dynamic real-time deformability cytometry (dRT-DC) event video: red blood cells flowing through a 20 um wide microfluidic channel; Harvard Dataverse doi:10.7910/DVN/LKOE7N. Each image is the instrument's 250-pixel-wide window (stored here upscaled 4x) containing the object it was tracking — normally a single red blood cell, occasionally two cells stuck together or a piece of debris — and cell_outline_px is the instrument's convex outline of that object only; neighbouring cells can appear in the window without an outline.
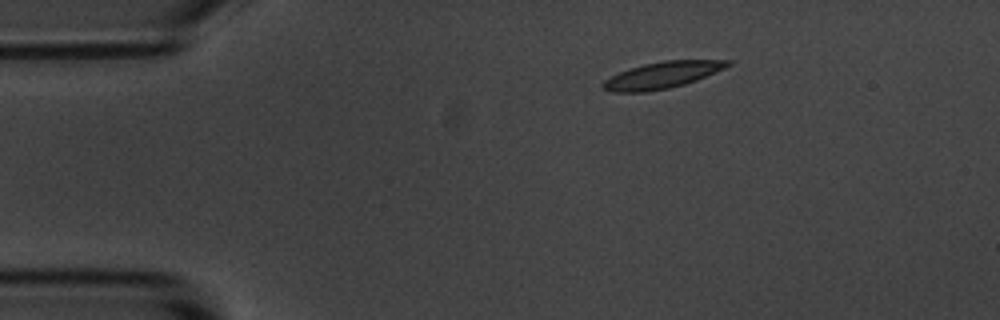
{"species": "common noctule bat (a hibernating species)", "species_latin": "Nyctalus noctula", "temperature_condition": "room temperature", "stored_images_in_passage": 3, "camera_frame_rate_fps": 3000, "um_per_image_px": 0.085, "animal": {"sex": "male", "body_mass_g": 20.1, "forearm_length_mm": 53.5}, "frame": {"image": 1, "passage_image": 1, "time_ms": 0.0, "image_size_px": [1000, 320], "cell_outline_px": [[732, 64], [724, 68], [696, 80], [684, 84], [668, 88], [648, 92], [612, 92], [600, 88], [600, 84], [604, 80], [628, 68], [644, 64], [664, 60], [732, 60]], "centroid_in_image_um": [56.24, 6.39], "position_along_channel_um": 28.8, "area_um2": 19.31}}
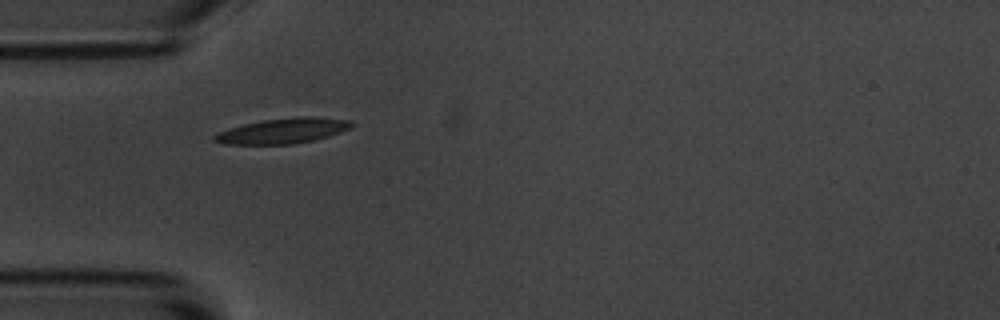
{"frame": {"image": 2, "passage_image": 3, "time_ms": 2.333, "image_size_px": [1000, 320], "cell_outline_px": [[356, 124], [352, 128], [328, 136], [312, 140], [292, 144], [224, 144], [212, 140], [212, 136], [228, 128], [260, 120], [300, 116], [312, 116], [352, 120]], "centroid_in_image_um": [24.08, 11.1], "position_along_channel_um": 60.9, "area_um2": 20.35}}